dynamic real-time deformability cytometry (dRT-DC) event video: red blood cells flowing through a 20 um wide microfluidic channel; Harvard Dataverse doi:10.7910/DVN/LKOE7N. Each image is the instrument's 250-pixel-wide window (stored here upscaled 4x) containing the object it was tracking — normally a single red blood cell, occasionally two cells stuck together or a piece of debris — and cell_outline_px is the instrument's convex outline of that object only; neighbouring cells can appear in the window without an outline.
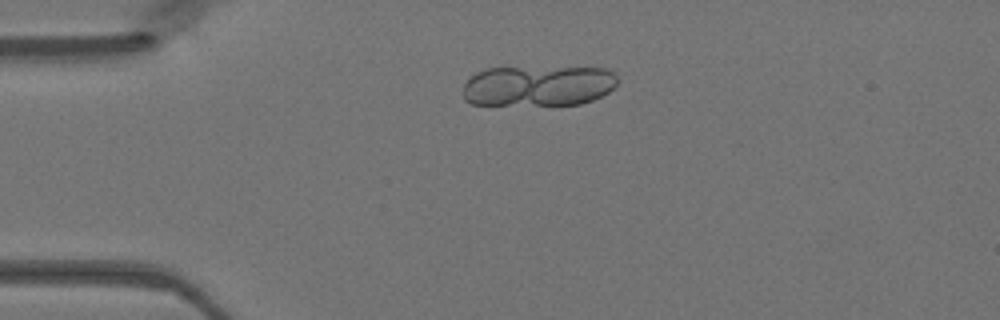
{"species": "Egyptian fruit bat (a non-hibernating species)", "species_latin": "Rousettus aegyptiacus", "temperature_condition": "warm", "stored_images_in_passage": 12, "camera_frame_rate_fps": 3000, "um_per_image_px": 0.085, "animal": {"sex": "female"}, "frame": {"image": 1, "passage_image": 7, "time_ms": 2.0, "image_size_px": [1000, 320], "cell_outline_px": [[620, 80], [608, 92], [592, 100], [580, 104], [472, 104], [464, 100], [464, 84], [476, 72], [484, 68], [604, 68], [612, 72]], "centroid_in_image_um": [45.74, 7.29], "position_along_channel_um": 39.3, "area_um2": 36.24}}